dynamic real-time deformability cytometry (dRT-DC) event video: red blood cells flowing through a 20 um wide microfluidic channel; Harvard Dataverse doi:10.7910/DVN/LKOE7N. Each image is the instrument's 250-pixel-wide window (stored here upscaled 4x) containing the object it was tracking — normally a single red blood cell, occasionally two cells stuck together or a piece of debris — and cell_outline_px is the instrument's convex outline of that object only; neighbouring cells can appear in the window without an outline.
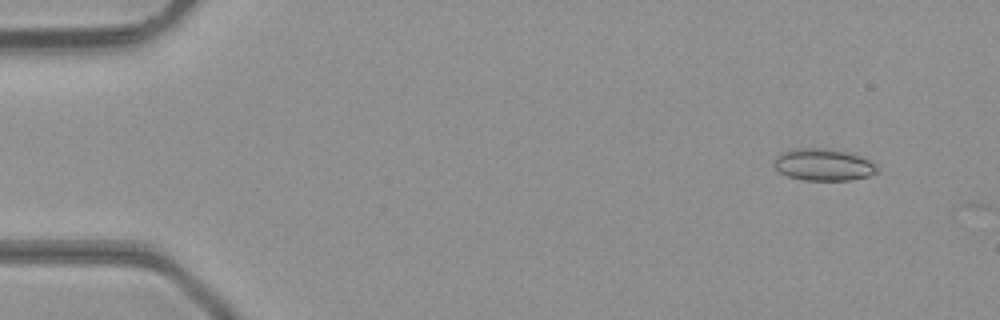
{"species": "common noctule bat (a hibernating species)", "species_latin": "Nyctalus noctula", "temperature_condition": "room temperature", "stored_images_in_passage": 3, "camera_frame_rate_fps": 3000, "um_per_image_px": 0.085, "animal": {"sex": "male", "body_mass_g": 23.1, "forearm_length_mm": 52.7}, "frame": {"image": 1, "passage_image": 3, "time_ms": 0.667, "image_size_px": [1000, 320], "cell_outline_px": [[880, 172], [868, 176], [852, 180], [804, 180], [788, 176], [780, 172], [772, 164], [772, 160], [780, 152], [796, 148], [832, 148], [848, 152], [860, 156], [876, 164], [880, 168]], "centroid_in_image_um": [70.0, 13.99], "position_along_channel_um": 15.0, "area_um2": 19.59}}